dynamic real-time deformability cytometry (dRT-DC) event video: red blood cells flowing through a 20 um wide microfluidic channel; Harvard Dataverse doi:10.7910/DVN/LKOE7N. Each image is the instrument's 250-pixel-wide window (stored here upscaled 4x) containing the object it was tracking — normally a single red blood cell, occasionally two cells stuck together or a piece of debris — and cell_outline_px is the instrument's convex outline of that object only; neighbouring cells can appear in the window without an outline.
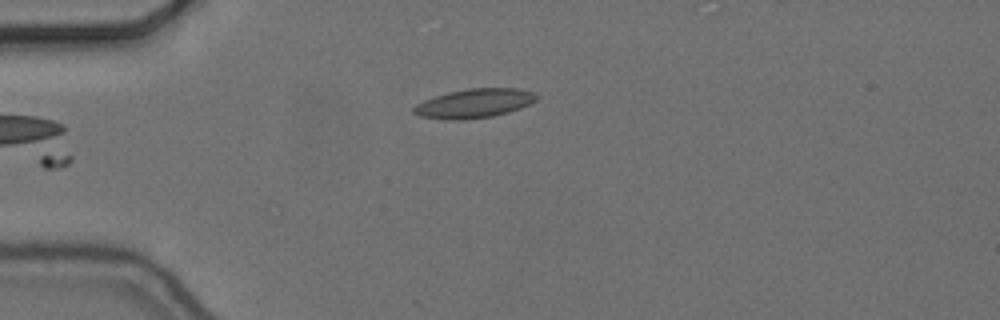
{"species": "common noctule bat (a hibernating species)", "species_latin": "Nyctalus noctula", "temperature_condition": "cold", "stored_images_in_passage": 12, "camera_frame_rate_fps": 3000, "um_per_image_px": 0.085, "animal": {"sex": "female", "body_mass_g": 24.6, "forearm_length_mm": 56.2}, "frame": {"image": 1, "passage_image": 1, "time_ms": 0.0, "image_size_px": [1000, 320], "cell_outline_px": [[540, 96], [536, 100], [520, 108], [508, 112], [492, 116], [460, 120], [456, 120], [420, 116], [412, 112], [412, 108], [416, 104], [424, 100], [448, 92], [468, 88], [520, 88], [536, 92]], "centroid_in_image_um": [40.35, 8.77], "position_along_channel_um": 44.7, "area_um2": 20.81}}
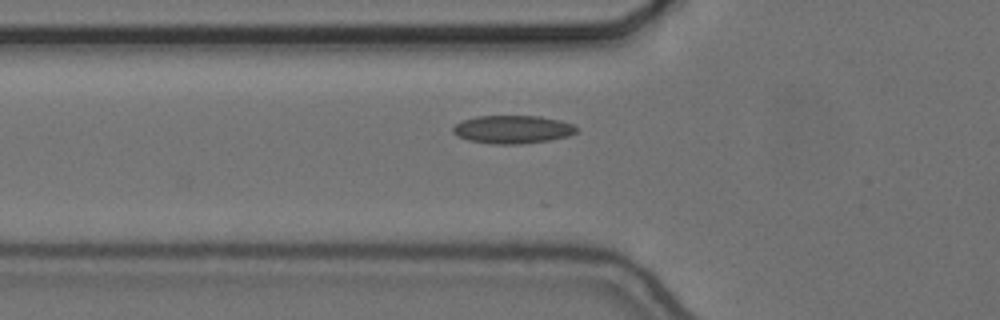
{"frame": {"image": 2, "passage_image": 6, "time_ms": 1.667, "image_size_px": [1000, 320], "cell_outline_px": [[580, 128], [576, 132], [568, 136], [548, 140], [520, 144], [492, 144], [468, 140], [456, 136], [452, 132], [452, 128], [456, 124], [464, 120], [476, 116], [540, 116], [560, 120], [572, 124]], "centroid_in_image_um": [43.57, 11.0], "position_along_channel_um": 82.2, "area_um2": 20.29}}